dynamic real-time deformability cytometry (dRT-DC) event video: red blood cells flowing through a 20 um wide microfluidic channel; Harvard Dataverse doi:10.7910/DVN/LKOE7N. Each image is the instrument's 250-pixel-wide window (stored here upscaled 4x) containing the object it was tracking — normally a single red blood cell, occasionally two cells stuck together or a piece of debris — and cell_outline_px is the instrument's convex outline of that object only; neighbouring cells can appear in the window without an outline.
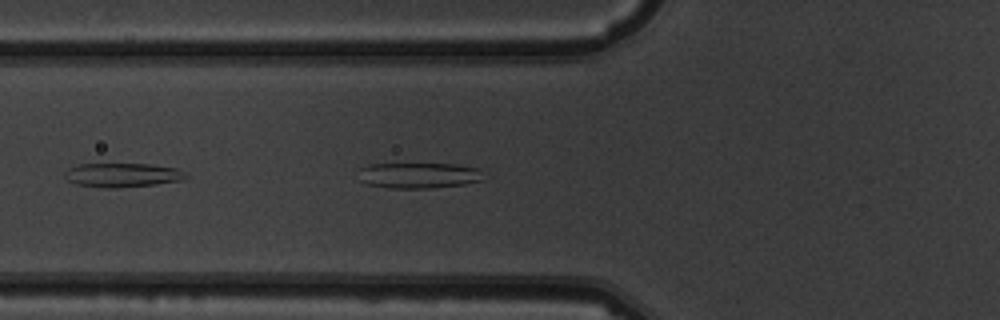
{"species": "common noctule bat (a hibernating species)", "species_latin": "Nyctalus noctula", "temperature_condition": "warm", "stored_images_in_passage": 5, "camera_frame_rate_fps": 3000, "um_per_image_px": 0.085, "animal": {"sex": "male", "body_mass_g": 19.5, "forearm_length_mm": 54.6}, "frame": {"image": 1, "passage_image": 5, "time_ms": 4.667, "image_size_px": [1000, 320], "cell_outline_px": [[484, 180], [464, 184], [432, 188], [388, 188], [368, 184], [360, 180], [360, 168], [368, 164], [456, 164], [480, 168]], "centroid_in_image_um": [35.62, 14.91], "position_along_channel_um": 90.2, "area_um2": 18.79}}